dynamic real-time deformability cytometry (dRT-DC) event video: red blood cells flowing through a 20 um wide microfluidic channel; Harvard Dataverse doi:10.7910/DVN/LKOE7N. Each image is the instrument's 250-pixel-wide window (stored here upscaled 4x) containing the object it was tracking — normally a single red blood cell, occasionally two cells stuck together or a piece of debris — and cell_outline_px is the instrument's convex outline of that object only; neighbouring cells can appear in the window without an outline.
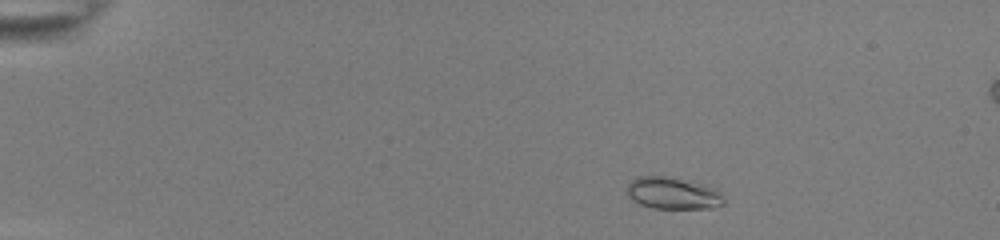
{"species": "common noctule bat (a hibernating species)", "species_latin": "Nyctalus noctula", "temperature_condition": "room temperature", "stored_images_in_passage": 51, "camera_frame_rate_fps": 3000, "um_per_image_px": 0.085, "animal": {"sex": "female", "body_mass_g": 22.0, "forearm_length_mm": 56.7}, "frame": {"image": 1, "passage_image": 7, "time_ms": 2.0, "image_size_px": [1000, 240], "cell_outline_px": [[724, 204], [716, 208], [652, 208], [640, 204], [632, 200], [628, 196], [628, 184], [636, 176], [664, 176], [708, 184], [720, 192], [724, 200]], "centroid_in_image_um": [57.22, 16.42], "position_along_channel_um": 27.8, "area_um2": 18.15}}
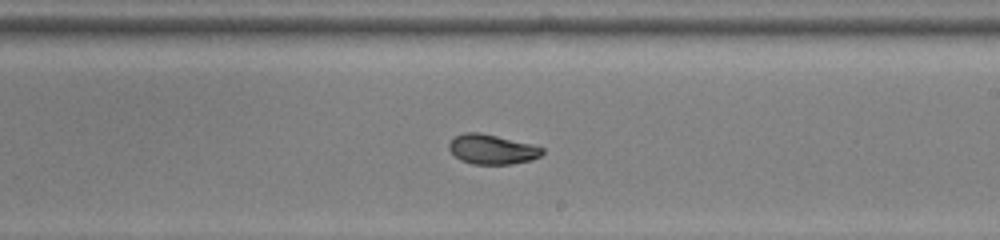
{"frame": {"image": 2, "passage_image": 31, "time_ms": 10.0, "image_size_px": [1000, 240], "cell_outline_px": [[544, 152], [540, 156], [532, 160], [512, 164], [472, 164], [460, 160], [448, 148], [448, 144], [456, 136], [464, 132], [480, 132], [544, 148]], "centroid_in_image_um": [41.81, 12.7], "position_along_channel_um": 247.2, "area_um2": 15.95}}
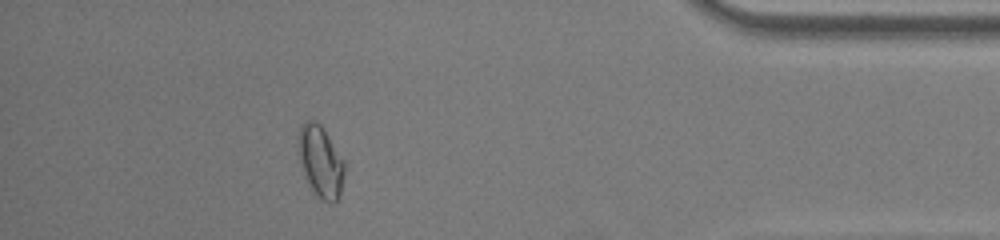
{"frame": {"image": 3, "passage_image": 46, "time_ms": 15.0, "image_size_px": [1000, 240], "cell_outline_px": [[344, 176], [340, 196], [336, 204], [328, 204], [320, 200], [316, 196], [304, 172], [300, 160], [296, 144], [300, 128], [304, 120], [316, 120], [320, 124], [344, 160]], "centroid_in_image_um": [27.26, 13.75], "position_along_channel_um": 407.9, "area_um2": 19.42}, "authors_computed_cell_mechanics": {"area_um2": 16.8776, "velocity_mm_per_s": 3.8895, "shape_relaxation_time_tau1_ms": 4.8594, "shape_relaxation_time_tau2_ms": null, "deformation_change_tau1": 0.1667, "deformation_change_tau2": null}}